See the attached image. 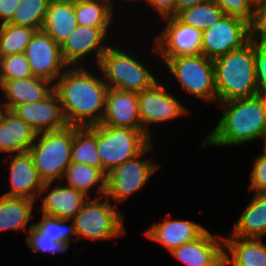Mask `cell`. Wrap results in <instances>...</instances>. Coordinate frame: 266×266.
I'll list each match as a JSON object with an SVG mask.
<instances>
[{
	"label": "cell",
	"mask_w": 266,
	"mask_h": 266,
	"mask_svg": "<svg viewBox=\"0 0 266 266\" xmlns=\"http://www.w3.org/2000/svg\"><path fill=\"white\" fill-rule=\"evenodd\" d=\"M84 67H67L53 83L68 126L90 127L100 124L104 117L109 88Z\"/></svg>",
	"instance_id": "cell-1"
},
{
	"label": "cell",
	"mask_w": 266,
	"mask_h": 266,
	"mask_svg": "<svg viewBox=\"0 0 266 266\" xmlns=\"http://www.w3.org/2000/svg\"><path fill=\"white\" fill-rule=\"evenodd\" d=\"M218 104L224 108L221 119L200 148L240 145L266 137V109L259 95Z\"/></svg>",
	"instance_id": "cell-2"
},
{
	"label": "cell",
	"mask_w": 266,
	"mask_h": 266,
	"mask_svg": "<svg viewBox=\"0 0 266 266\" xmlns=\"http://www.w3.org/2000/svg\"><path fill=\"white\" fill-rule=\"evenodd\" d=\"M214 77L217 103L259 94L255 70V40L231 50L215 60Z\"/></svg>",
	"instance_id": "cell-3"
},
{
	"label": "cell",
	"mask_w": 266,
	"mask_h": 266,
	"mask_svg": "<svg viewBox=\"0 0 266 266\" xmlns=\"http://www.w3.org/2000/svg\"><path fill=\"white\" fill-rule=\"evenodd\" d=\"M73 137L74 126L37 134L29 152L44 183H54L57 179L64 181V173L71 162Z\"/></svg>",
	"instance_id": "cell-4"
},
{
	"label": "cell",
	"mask_w": 266,
	"mask_h": 266,
	"mask_svg": "<svg viewBox=\"0 0 266 266\" xmlns=\"http://www.w3.org/2000/svg\"><path fill=\"white\" fill-rule=\"evenodd\" d=\"M125 52L112 45L97 65L108 88L138 93L158 82L147 66Z\"/></svg>",
	"instance_id": "cell-5"
},
{
	"label": "cell",
	"mask_w": 266,
	"mask_h": 266,
	"mask_svg": "<svg viewBox=\"0 0 266 266\" xmlns=\"http://www.w3.org/2000/svg\"><path fill=\"white\" fill-rule=\"evenodd\" d=\"M150 144L151 139L142 129L97 125V152L106 175L141 154Z\"/></svg>",
	"instance_id": "cell-6"
},
{
	"label": "cell",
	"mask_w": 266,
	"mask_h": 266,
	"mask_svg": "<svg viewBox=\"0 0 266 266\" xmlns=\"http://www.w3.org/2000/svg\"><path fill=\"white\" fill-rule=\"evenodd\" d=\"M105 199V200H103ZM76 239L110 240L125 234L124 217L106 196L88 199L73 217Z\"/></svg>",
	"instance_id": "cell-7"
},
{
	"label": "cell",
	"mask_w": 266,
	"mask_h": 266,
	"mask_svg": "<svg viewBox=\"0 0 266 266\" xmlns=\"http://www.w3.org/2000/svg\"><path fill=\"white\" fill-rule=\"evenodd\" d=\"M165 64L182 89L205 102L217 103L213 60L198 54L170 58Z\"/></svg>",
	"instance_id": "cell-8"
},
{
	"label": "cell",
	"mask_w": 266,
	"mask_h": 266,
	"mask_svg": "<svg viewBox=\"0 0 266 266\" xmlns=\"http://www.w3.org/2000/svg\"><path fill=\"white\" fill-rule=\"evenodd\" d=\"M152 149L153 146L150 144L141 154L111 170L106 177L104 196L120 203L141 190L160 167L158 163L154 164L140 158Z\"/></svg>",
	"instance_id": "cell-9"
},
{
	"label": "cell",
	"mask_w": 266,
	"mask_h": 266,
	"mask_svg": "<svg viewBox=\"0 0 266 266\" xmlns=\"http://www.w3.org/2000/svg\"><path fill=\"white\" fill-rule=\"evenodd\" d=\"M252 38L251 24L235 16L224 15L202 32L201 54L215 60L239 49Z\"/></svg>",
	"instance_id": "cell-10"
},
{
	"label": "cell",
	"mask_w": 266,
	"mask_h": 266,
	"mask_svg": "<svg viewBox=\"0 0 266 266\" xmlns=\"http://www.w3.org/2000/svg\"><path fill=\"white\" fill-rule=\"evenodd\" d=\"M165 20L166 26L155 37L153 49L164 63L178 56L201 54L202 31L182 23L176 16L164 17Z\"/></svg>",
	"instance_id": "cell-11"
},
{
	"label": "cell",
	"mask_w": 266,
	"mask_h": 266,
	"mask_svg": "<svg viewBox=\"0 0 266 266\" xmlns=\"http://www.w3.org/2000/svg\"><path fill=\"white\" fill-rule=\"evenodd\" d=\"M159 82L138 92L139 115L143 132L151 139L149 124H158L184 116L189 111Z\"/></svg>",
	"instance_id": "cell-12"
},
{
	"label": "cell",
	"mask_w": 266,
	"mask_h": 266,
	"mask_svg": "<svg viewBox=\"0 0 266 266\" xmlns=\"http://www.w3.org/2000/svg\"><path fill=\"white\" fill-rule=\"evenodd\" d=\"M24 53L32 75L51 83H56L69 67L62 58L60 45L42 29L36 30Z\"/></svg>",
	"instance_id": "cell-13"
},
{
	"label": "cell",
	"mask_w": 266,
	"mask_h": 266,
	"mask_svg": "<svg viewBox=\"0 0 266 266\" xmlns=\"http://www.w3.org/2000/svg\"><path fill=\"white\" fill-rule=\"evenodd\" d=\"M10 156L9 182L11 190L2 194L3 196L38 200L47 190H50L53 182L44 183L40 179L29 150Z\"/></svg>",
	"instance_id": "cell-14"
},
{
	"label": "cell",
	"mask_w": 266,
	"mask_h": 266,
	"mask_svg": "<svg viewBox=\"0 0 266 266\" xmlns=\"http://www.w3.org/2000/svg\"><path fill=\"white\" fill-rule=\"evenodd\" d=\"M36 133L56 131L68 126L60 98L55 90L41 101L14 106L10 110Z\"/></svg>",
	"instance_id": "cell-15"
},
{
	"label": "cell",
	"mask_w": 266,
	"mask_h": 266,
	"mask_svg": "<svg viewBox=\"0 0 266 266\" xmlns=\"http://www.w3.org/2000/svg\"><path fill=\"white\" fill-rule=\"evenodd\" d=\"M110 27H90L77 25L76 29L63 42L61 55L69 67H77L87 54L95 52L96 62L99 64L101 57L110 47L103 43Z\"/></svg>",
	"instance_id": "cell-16"
},
{
	"label": "cell",
	"mask_w": 266,
	"mask_h": 266,
	"mask_svg": "<svg viewBox=\"0 0 266 266\" xmlns=\"http://www.w3.org/2000/svg\"><path fill=\"white\" fill-rule=\"evenodd\" d=\"M207 230L195 241L173 249L170 253L187 266H223L224 238Z\"/></svg>",
	"instance_id": "cell-17"
},
{
	"label": "cell",
	"mask_w": 266,
	"mask_h": 266,
	"mask_svg": "<svg viewBox=\"0 0 266 266\" xmlns=\"http://www.w3.org/2000/svg\"><path fill=\"white\" fill-rule=\"evenodd\" d=\"M102 125L115 128L142 129L138 93L109 88Z\"/></svg>",
	"instance_id": "cell-18"
},
{
	"label": "cell",
	"mask_w": 266,
	"mask_h": 266,
	"mask_svg": "<svg viewBox=\"0 0 266 266\" xmlns=\"http://www.w3.org/2000/svg\"><path fill=\"white\" fill-rule=\"evenodd\" d=\"M206 231V228L196 222L167 218L158 224L154 222L144 234L149 240L160 243L171 252L183 244L195 241Z\"/></svg>",
	"instance_id": "cell-19"
},
{
	"label": "cell",
	"mask_w": 266,
	"mask_h": 266,
	"mask_svg": "<svg viewBox=\"0 0 266 266\" xmlns=\"http://www.w3.org/2000/svg\"><path fill=\"white\" fill-rule=\"evenodd\" d=\"M0 90L7 99L2 102L3 108L10 111L17 105L43 100L54 90V84L46 79L32 76L3 82Z\"/></svg>",
	"instance_id": "cell-20"
},
{
	"label": "cell",
	"mask_w": 266,
	"mask_h": 266,
	"mask_svg": "<svg viewBox=\"0 0 266 266\" xmlns=\"http://www.w3.org/2000/svg\"><path fill=\"white\" fill-rule=\"evenodd\" d=\"M37 133L11 111L0 114V153L16 154L29 150Z\"/></svg>",
	"instance_id": "cell-21"
},
{
	"label": "cell",
	"mask_w": 266,
	"mask_h": 266,
	"mask_svg": "<svg viewBox=\"0 0 266 266\" xmlns=\"http://www.w3.org/2000/svg\"><path fill=\"white\" fill-rule=\"evenodd\" d=\"M223 238V266H266V243L262 239L232 235Z\"/></svg>",
	"instance_id": "cell-22"
},
{
	"label": "cell",
	"mask_w": 266,
	"mask_h": 266,
	"mask_svg": "<svg viewBox=\"0 0 266 266\" xmlns=\"http://www.w3.org/2000/svg\"><path fill=\"white\" fill-rule=\"evenodd\" d=\"M61 184L52 188L43 197L40 211L60 219L72 220L89 197L81 191Z\"/></svg>",
	"instance_id": "cell-23"
},
{
	"label": "cell",
	"mask_w": 266,
	"mask_h": 266,
	"mask_svg": "<svg viewBox=\"0 0 266 266\" xmlns=\"http://www.w3.org/2000/svg\"><path fill=\"white\" fill-rule=\"evenodd\" d=\"M230 234L239 238L262 239L266 236V193H254Z\"/></svg>",
	"instance_id": "cell-24"
},
{
	"label": "cell",
	"mask_w": 266,
	"mask_h": 266,
	"mask_svg": "<svg viewBox=\"0 0 266 266\" xmlns=\"http://www.w3.org/2000/svg\"><path fill=\"white\" fill-rule=\"evenodd\" d=\"M78 22L75 15V3L51 0L42 26L60 46L76 29Z\"/></svg>",
	"instance_id": "cell-25"
},
{
	"label": "cell",
	"mask_w": 266,
	"mask_h": 266,
	"mask_svg": "<svg viewBox=\"0 0 266 266\" xmlns=\"http://www.w3.org/2000/svg\"><path fill=\"white\" fill-rule=\"evenodd\" d=\"M35 200L0 195V232L27 230Z\"/></svg>",
	"instance_id": "cell-26"
},
{
	"label": "cell",
	"mask_w": 266,
	"mask_h": 266,
	"mask_svg": "<svg viewBox=\"0 0 266 266\" xmlns=\"http://www.w3.org/2000/svg\"><path fill=\"white\" fill-rule=\"evenodd\" d=\"M107 175L100 169L83 163L70 162L63 178L66 186L83 192L88 196L89 190L97 184V194L101 196L106 192Z\"/></svg>",
	"instance_id": "cell-27"
},
{
	"label": "cell",
	"mask_w": 266,
	"mask_h": 266,
	"mask_svg": "<svg viewBox=\"0 0 266 266\" xmlns=\"http://www.w3.org/2000/svg\"><path fill=\"white\" fill-rule=\"evenodd\" d=\"M71 162L87 164L103 171L97 152V125L90 127L74 126Z\"/></svg>",
	"instance_id": "cell-28"
},
{
	"label": "cell",
	"mask_w": 266,
	"mask_h": 266,
	"mask_svg": "<svg viewBox=\"0 0 266 266\" xmlns=\"http://www.w3.org/2000/svg\"><path fill=\"white\" fill-rule=\"evenodd\" d=\"M113 0H83L75 3L78 25L110 27L114 20Z\"/></svg>",
	"instance_id": "cell-29"
},
{
	"label": "cell",
	"mask_w": 266,
	"mask_h": 266,
	"mask_svg": "<svg viewBox=\"0 0 266 266\" xmlns=\"http://www.w3.org/2000/svg\"><path fill=\"white\" fill-rule=\"evenodd\" d=\"M224 15L225 12L212 0L181 10L176 17L182 23L203 32L219 21Z\"/></svg>",
	"instance_id": "cell-30"
},
{
	"label": "cell",
	"mask_w": 266,
	"mask_h": 266,
	"mask_svg": "<svg viewBox=\"0 0 266 266\" xmlns=\"http://www.w3.org/2000/svg\"><path fill=\"white\" fill-rule=\"evenodd\" d=\"M36 29L14 25L0 24V51L2 56L23 53Z\"/></svg>",
	"instance_id": "cell-31"
},
{
	"label": "cell",
	"mask_w": 266,
	"mask_h": 266,
	"mask_svg": "<svg viewBox=\"0 0 266 266\" xmlns=\"http://www.w3.org/2000/svg\"><path fill=\"white\" fill-rule=\"evenodd\" d=\"M51 0H20L10 24L42 29Z\"/></svg>",
	"instance_id": "cell-32"
},
{
	"label": "cell",
	"mask_w": 266,
	"mask_h": 266,
	"mask_svg": "<svg viewBox=\"0 0 266 266\" xmlns=\"http://www.w3.org/2000/svg\"><path fill=\"white\" fill-rule=\"evenodd\" d=\"M41 218L37 223H32V226L43 234V237L55 238L56 242H66L69 245L71 239L73 241L78 240L75 237L72 238L76 236L73 220L60 219L43 213ZM68 221H71V224L67 226Z\"/></svg>",
	"instance_id": "cell-33"
},
{
	"label": "cell",
	"mask_w": 266,
	"mask_h": 266,
	"mask_svg": "<svg viewBox=\"0 0 266 266\" xmlns=\"http://www.w3.org/2000/svg\"><path fill=\"white\" fill-rule=\"evenodd\" d=\"M32 72L25 53L2 56L0 85L3 82L32 77Z\"/></svg>",
	"instance_id": "cell-34"
},
{
	"label": "cell",
	"mask_w": 266,
	"mask_h": 266,
	"mask_svg": "<svg viewBox=\"0 0 266 266\" xmlns=\"http://www.w3.org/2000/svg\"><path fill=\"white\" fill-rule=\"evenodd\" d=\"M29 231L25 242L33 251L46 252L49 254L63 253L69 248L66 242H56L55 238L43 237V234L38 232L32 224H29Z\"/></svg>",
	"instance_id": "cell-35"
},
{
	"label": "cell",
	"mask_w": 266,
	"mask_h": 266,
	"mask_svg": "<svg viewBox=\"0 0 266 266\" xmlns=\"http://www.w3.org/2000/svg\"><path fill=\"white\" fill-rule=\"evenodd\" d=\"M225 15L241 18L251 25L255 19L256 5L252 0H213Z\"/></svg>",
	"instance_id": "cell-36"
},
{
	"label": "cell",
	"mask_w": 266,
	"mask_h": 266,
	"mask_svg": "<svg viewBox=\"0 0 266 266\" xmlns=\"http://www.w3.org/2000/svg\"><path fill=\"white\" fill-rule=\"evenodd\" d=\"M249 192L266 193V153L257 156L250 171Z\"/></svg>",
	"instance_id": "cell-37"
},
{
	"label": "cell",
	"mask_w": 266,
	"mask_h": 266,
	"mask_svg": "<svg viewBox=\"0 0 266 266\" xmlns=\"http://www.w3.org/2000/svg\"><path fill=\"white\" fill-rule=\"evenodd\" d=\"M255 70L258 92L266 90V43L255 40Z\"/></svg>",
	"instance_id": "cell-38"
},
{
	"label": "cell",
	"mask_w": 266,
	"mask_h": 266,
	"mask_svg": "<svg viewBox=\"0 0 266 266\" xmlns=\"http://www.w3.org/2000/svg\"><path fill=\"white\" fill-rule=\"evenodd\" d=\"M252 28V39L266 43V0L256 5L255 19Z\"/></svg>",
	"instance_id": "cell-39"
},
{
	"label": "cell",
	"mask_w": 266,
	"mask_h": 266,
	"mask_svg": "<svg viewBox=\"0 0 266 266\" xmlns=\"http://www.w3.org/2000/svg\"><path fill=\"white\" fill-rule=\"evenodd\" d=\"M146 3L155 8L159 13L161 19L167 16H175V2L176 0H144Z\"/></svg>",
	"instance_id": "cell-40"
},
{
	"label": "cell",
	"mask_w": 266,
	"mask_h": 266,
	"mask_svg": "<svg viewBox=\"0 0 266 266\" xmlns=\"http://www.w3.org/2000/svg\"><path fill=\"white\" fill-rule=\"evenodd\" d=\"M20 0H0V24L8 23L18 7Z\"/></svg>",
	"instance_id": "cell-41"
},
{
	"label": "cell",
	"mask_w": 266,
	"mask_h": 266,
	"mask_svg": "<svg viewBox=\"0 0 266 266\" xmlns=\"http://www.w3.org/2000/svg\"><path fill=\"white\" fill-rule=\"evenodd\" d=\"M212 0H176L175 2V16L184 9L190 8L192 6L205 3Z\"/></svg>",
	"instance_id": "cell-42"
},
{
	"label": "cell",
	"mask_w": 266,
	"mask_h": 266,
	"mask_svg": "<svg viewBox=\"0 0 266 266\" xmlns=\"http://www.w3.org/2000/svg\"><path fill=\"white\" fill-rule=\"evenodd\" d=\"M258 95L261 97L266 109V90L261 91Z\"/></svg>",
	"instance_id": "cell-43"
},
{
	"label": "cell",
	"mask_w": 266,
	"mask_h": 266,
	"mask_svg": "<svg viewBox=\"0 0 266 266\" xmlns=\"http://www.w3.org/2000/svg\"><path fill=\"white\" fill-rule=\"evenodd\" d=\"M56 1H65V2H70V3H77V2L83 1V0H56Z\"/></svg>",
	"instance_id": "cell-44"
},
{
	"label": "cell",
	"mask_w": 266,
	"mask_h": 266,
	"mask_svg": "<svg viewBox=\"0 0 266 266\" xmlns=\"http://www.w3.org/2000/svg\"><path fill=\"white\" fill-rule=\"evenodd\" d=\"M252 1L255 3V5H257V4H259V3H261V2H263L265 0H252Z\"/></svg>",
	"instance_id": "cell-45"
},
{
	"label": "cell",
	"mask_w": 266,
	"mask_h": 266,
	"mask_svg": "<svg viewBox=\"0 0 266 266\" xmlns=\"http://www.w3.org/2000/svg\"><path fill=\"white\" fill-rule=\"evenodd\" d=\"M1 63H2V54H1V51H0V72H1Z\"/></svg>",
	"instance_id": "cell-46"
},
{
	"label": "cell",
	"mask_w": 266,
	"mask_h": 266,
	"mask_svg": "<svg viewBox=\"0 0 266 266\" xmlns=\"http://www.w3.org/2000/svg\"><path fill=\"white\" fill-rule=\"evenodd\" d=\"M4 110V108H3V105H2V103H1V101H0V114H1V112Z\"/></svg>",
	"instance_id": "cell-47"
},
{
	"label": "cell",
	"mask_w": 266,
	"mask_h": 266,
	"mask_svg": "<svg viewBox=\"0 0 266 266\" xmlns=\"http://www.w3.org/2000/svg\"><path fill=\"white\" fill-rule=\"evenodd\" d=\"M265 140V147L263 148V152L266 153V137L264 138Z\"/></svg>",
	"instance_id": "cell-48"
}]
</instances>
